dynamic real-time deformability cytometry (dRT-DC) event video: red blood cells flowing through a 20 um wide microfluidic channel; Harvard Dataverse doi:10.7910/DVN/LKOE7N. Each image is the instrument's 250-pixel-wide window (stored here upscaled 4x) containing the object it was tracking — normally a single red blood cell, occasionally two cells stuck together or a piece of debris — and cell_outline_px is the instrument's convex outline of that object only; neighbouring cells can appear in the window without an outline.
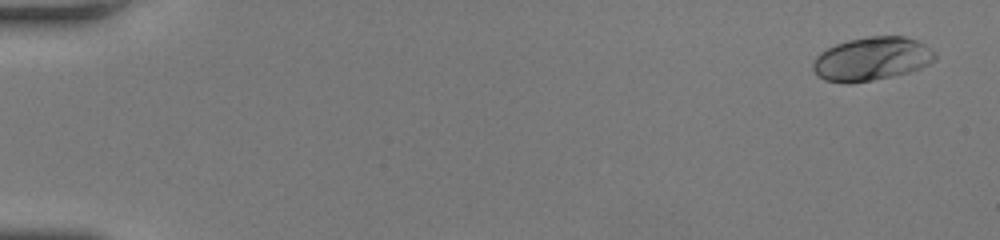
{"species": "human", "species_latin": "Homo sapiens", "temperature_condition": "room temperature", "stored_images_in_passage": 31, "camera_frame_rate_fps": 3000, "um_per_image_px": 0.085, "donor": {"sex": "female"}, "frame": {"image": 1, "passage_image": 1, "time_ms": 0.0, "image_size_px": [1000, 240], "cell_outline_px": [[936, 60], [920, 68], [908, 72], [892, 76], [872, 80], [848, 84], [824, 80], [812, 68], [812, 64], [816, 56], [820, 52], [836, 44], [848, 40], [868, 36], [904, 36], [916, 40], [924, 44], [936, 52]], "centroid_in_image_um": [74.1, 5.0], "position_along_channel_um": 10.9, "area_um2": 30.92}}
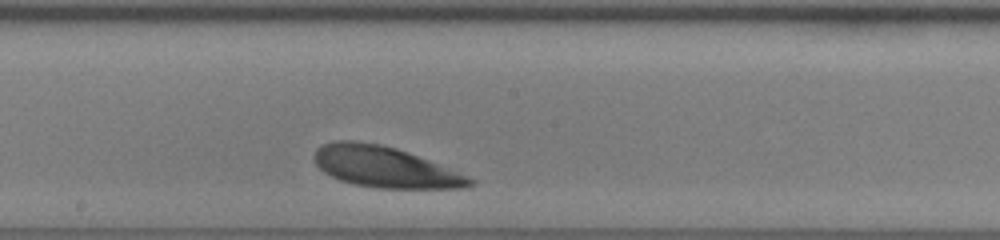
{"frame": {"image": 2, "passage_image": 18, "time_ms": 5.667, "image_size_px": [1000, 240], "cell_outline_px": [[476, 184], [464, 188], [376, 188], [356, 184], [340, 180], [324, 172], [316, 164], [312, 156], [316, 148], [324, 144], [336, 140], [356, 140], [380, 144], [396, 148], [468, 176], [476, 180]], "centroid_in_image_um": [32.68, 14.19], "position_along_channel_um": 215.5, "area_um2": 36.82}}
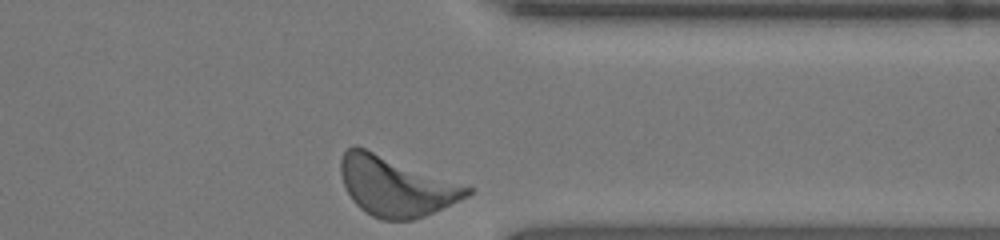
{"frame": {"image": 3, "passage_image": 31, "time_ms": 10.0, "image_size_px": [1000, 240], "cell_outline_px": [[472, 192], [468, 196], [424, 216], [412, 220], [380, 220], [364, 212], [352, 200], [344, 184], [340, 172], [340, 160], [344, 152], [352, 144], [356, 144], [472, 188]], "centroid_in_image_um": [33.59, 15.82], "position_along_channel_um": 377.8, "area_um2": 43.58}, "authors_computed_cell_mechanics": {"area_um2": 37.3966, "velocity_mm_per_s": 3.7801, "shape_relaxation_time_tau1_ms": 1.339, "shape_relaxation_time_tau2_ms": null, "deformation_change_tau1": 0.0979, "deformation_change_tau2": null}}